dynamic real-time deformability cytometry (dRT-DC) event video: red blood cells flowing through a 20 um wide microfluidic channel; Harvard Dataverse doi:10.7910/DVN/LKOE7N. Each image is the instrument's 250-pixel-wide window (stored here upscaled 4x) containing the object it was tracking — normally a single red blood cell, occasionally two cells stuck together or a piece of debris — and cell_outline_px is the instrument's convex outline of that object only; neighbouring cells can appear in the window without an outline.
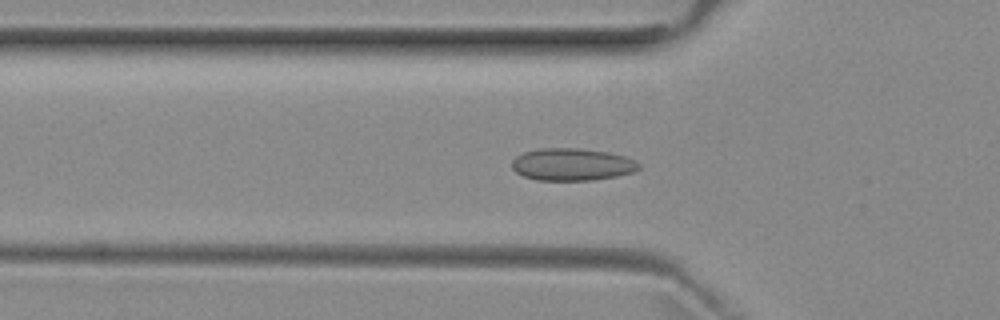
{"species": "common noctule bat (a hibernating species)", "species_latin": "Nyctalus noctula", "temperature_condition": "room temperature", "stored_images_in_passage": 52, "camera_frame_rate_fps": 3000, "um_per_image_px": 0.085, "animal": {"sex": "female", "body_mass_g": 29.2, "forearm_length_mm": 56.3}, "frame": {"image": 1, "passage_image": 17, "time_ms": 5.333, "image_size_px": [1000, 320], "cell_outline_px": [[640, 168], [632, 172], [616, 176], [592, 180], [536, 180], [524, 176], [516, 172], [512, 168], [512, 160], [516, 156], [524, 152], [540, 148], [580, 148], [608, 152], [624, 156], [636, 160], [640, 164]], "centroid_in_image_um": [48.62, 13.97], "position_along_channel_um": 77.2, "area_um2": 23.93}}
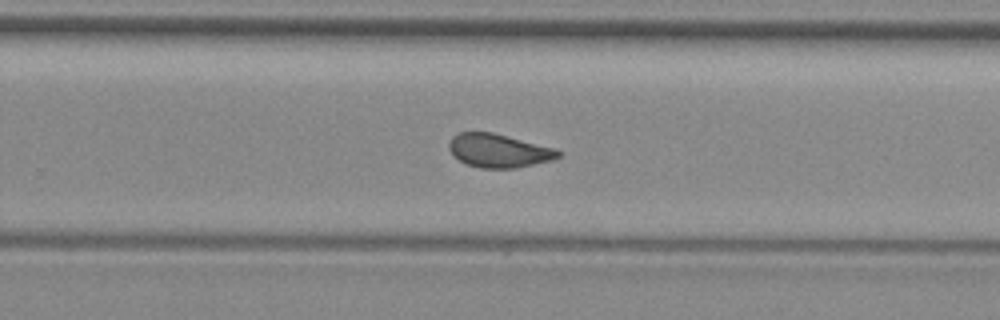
{"frame": {"image": 2, "passage_image": 33, "time_ms": 10.667, "image_size_px": [1000, 320], "cell_outline_px": [[560, 156], [552, 160], [516, 168], [480, 168], [468, 164], [460, 160], [448, 148], [448, 144], [452, 136], [460, 132], [492, 132], [556, 148], [560, 152]], "centroid_in_image_um": [42.4, 12.8], "position_along_channel_um": 287.4, "area_um2": 21.21}}
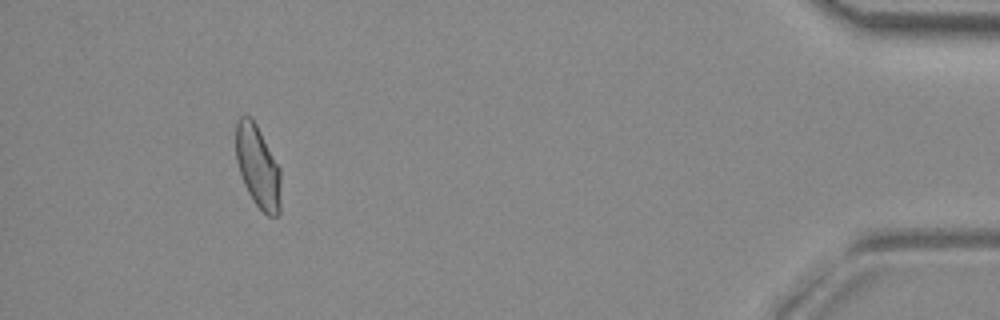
{"frame": {"image": 3, "passage_image": 48, "time_ms": 15.667, "image_size_px": [1000, 320], "cell_outline_px": [[280, 212], [276, 216], [268, 216], [252, 200], [244, 184], [236, 160], [236, 120], [240, 116], [248, 116], [256, 124], [280, 168]], "centroid_in_image_um": [21.91, 14.17], "position_along_channel_um": 413.3, "area_um2": 21.39}, "authors_computed_cell_mechanics": {"area_um2": 21.9351, "velocity_mm_per_s": 3.9412, "shape_relaxation_time_tau1_ms": null, "shape_relaxation_time_tau2_ms": 1.5083, "deformation_change_tau1": null, "deformation_change_tau2": 0.0574}}